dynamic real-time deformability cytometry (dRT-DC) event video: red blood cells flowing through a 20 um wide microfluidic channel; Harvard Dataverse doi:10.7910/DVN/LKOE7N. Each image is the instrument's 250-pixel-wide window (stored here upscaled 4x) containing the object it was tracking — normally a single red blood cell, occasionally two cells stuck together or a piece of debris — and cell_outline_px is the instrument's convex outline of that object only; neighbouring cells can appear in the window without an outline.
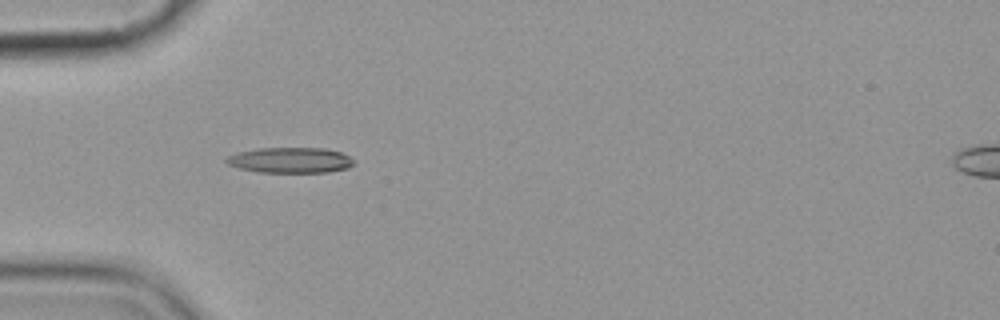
{"species": "common noctule bat (a hibernating species)", "species_latin": "Nyctalus noctula", "temperature_condition": "cold", "stored_images_in_passage": 4, "camera_frame_rate_fps": 3000, "um_per_image_px": 0.085, "animal": {"sex": "female", "body_mass_g": 19.9}, "frame": {"image": 1, "passage_image": 3, "time_ms": 2.333, "image_size_px": [1000, 320], "cell_outline_px": [[356, 160], [348, 168], [328, 172], [256, 172], [240, 168], [228, 164], [224, 160], [228, 156], [236, 152], [260, 148], [324, 148], [340, 152]], "centroid_in_image_um": [24.67, 13.61], "position_along_channel_um": 60.3, "area_um2": 18.96}}
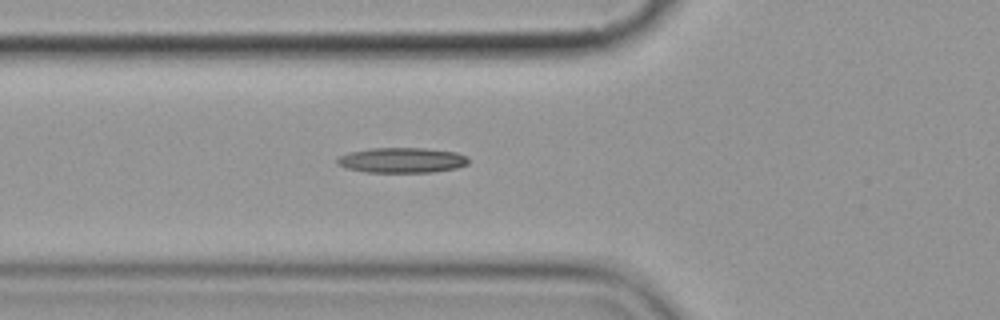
{"frame": {"image": 2, "passage_image": 4, "time_ms": 3.333, "image_size_px": [1000, 320], "cell_outline_px": [[468, 164], [456, 168], [432, 172], [368, 172], [348, 168], [336, 164], [336, 160], [340, 156], [348, 152], [368, 148], [424, 148], [456, 152], [468, 156]], "centroid_in_image_um": [34.16, 13.61], "position_along_channel_um": 91.6, "area_um2": 19.31}}